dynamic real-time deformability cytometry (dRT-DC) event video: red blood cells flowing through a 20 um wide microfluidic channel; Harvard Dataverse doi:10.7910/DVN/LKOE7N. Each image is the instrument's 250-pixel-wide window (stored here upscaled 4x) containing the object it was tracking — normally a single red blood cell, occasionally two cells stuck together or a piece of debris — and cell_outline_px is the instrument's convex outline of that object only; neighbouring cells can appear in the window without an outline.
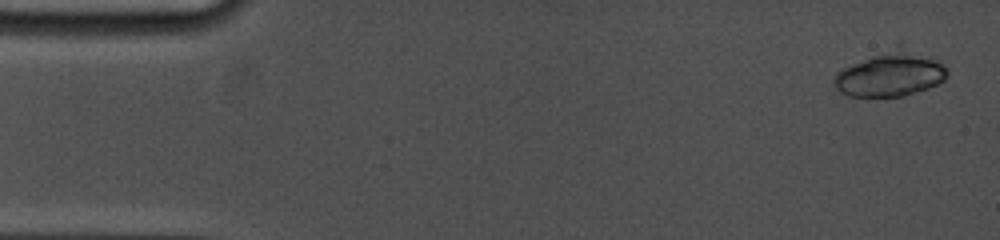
{"species": "common noctule bat (a hibernating species)", "species_latin": "Nyctalus noctula", "temperature_condition": "cold", "stored_images_in_passage": 11, "camera_frame_rate_fps": 5000, "um_per_image_px": 0.085, "animal": {"sex": "female", "body_mass_g": 19.0, "forearm_length_mm": 53.3}, "frame": {"image": 1, "passage_image": 1, "time_ms": 0.0, "image_size_px": [1000, 240], "cell_outline_px": [[948, 76], [944, 80], [928, 88], [900, 96], [848, 96], [840, 92], [836, 88], [832, 80], [832, 76], [836, 72], [900, 40], [948, 68]], "centroid_in_image_um": [75.68, 6.21], "position_along_channel_um": 9.3, "area_um2": 30.35}}
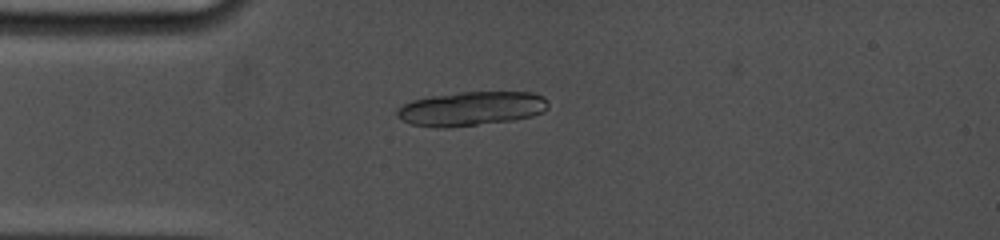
{"frame": {"image": 2, "passage_image": 10, "time_ms": 3.8, "image_size_px": [1000, 240], "cell_outline_px": [[548, 108], [532, 116], [512, 120], [448, 128], [436, 128], [412, 124], [396, 116], [396, 108], [412, 100], [432, 96], [460, 92], [532, 92], [544, 96], [548, 100]], "centroid_in_image_um": [40.05, 9.23], "position_along_channel_um": 45.0, "area_um2": 30.11}}